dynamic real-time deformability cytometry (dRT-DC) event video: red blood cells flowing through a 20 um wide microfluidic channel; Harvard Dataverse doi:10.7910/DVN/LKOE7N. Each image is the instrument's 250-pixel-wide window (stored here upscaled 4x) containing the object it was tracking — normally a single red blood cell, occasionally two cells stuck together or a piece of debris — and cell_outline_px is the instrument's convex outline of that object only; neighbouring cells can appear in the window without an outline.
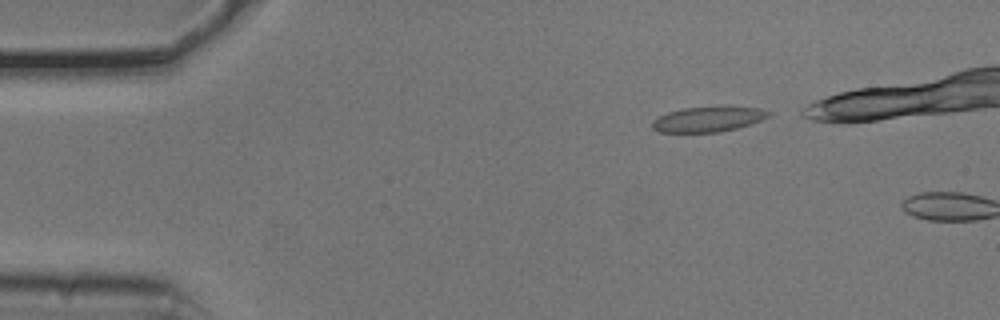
{"species": "common noctule bat (a hibernating species)", "species_latin": "Nyctalus noctula", "temperature_condition": "cold", "stored_images_in_passage": 4, "camera_frame_rate_fps": 3000, "um_per_image_px": 0.085, "animal": {"sex": "male", "body_mass_g": 20.5, "forearm_length_mm": 52.5}, "frame": {"image": 1, "passage_image": 2, "time_ms": 0.333, "image_size_px": [1000, 320], "cell_outline_px": [[772, 116], [736, 128], [720, 132], [660, 132], [652, 128], [652, 120], [668, 112], [684, 108], [716, 104], [724, 104], [760, 108], [772, 112]], "centroid_in_image_um": [60.25, 10.08], "position_along_channel_um": 24.8, "area_um2": 17.74}}